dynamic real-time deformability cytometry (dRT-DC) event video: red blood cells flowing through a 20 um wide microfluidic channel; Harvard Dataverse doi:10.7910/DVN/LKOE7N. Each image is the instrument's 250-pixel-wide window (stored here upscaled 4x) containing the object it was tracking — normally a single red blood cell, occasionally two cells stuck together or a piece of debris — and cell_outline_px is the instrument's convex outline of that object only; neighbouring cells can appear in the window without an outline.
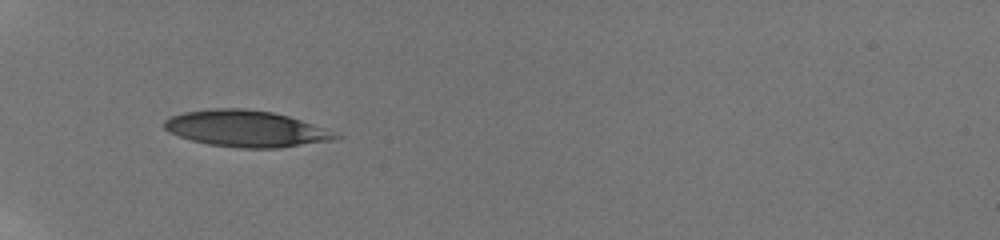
{"species": "human", "species_latin": "Homo sapiens", "temperature_condition": "room temperature", "stored_images_in_passage": 30, "camera_frame_rate_fps": 3000, "um_per_image_px": 0.085, "donor": {"sex": "male"}, "frame": {"image": 1, "passage_image": 1, "time_ms": 0.0, "image_size_px": [1000, 240], "cell_outline_px": [[340, 136], [336, 140], [280, 148], [240, 148], [208, 144], [192, 140], [168, 132], [164, 128], [164, 120], [172, 116], [184, 112], [212, 108], [244, 108], [272, 112], [288, 116], [300, 120]], "centroid_in_image_um": [20.85, 10.94], "position_along_channel_um": 64.1, "area_um2": 35.95}}
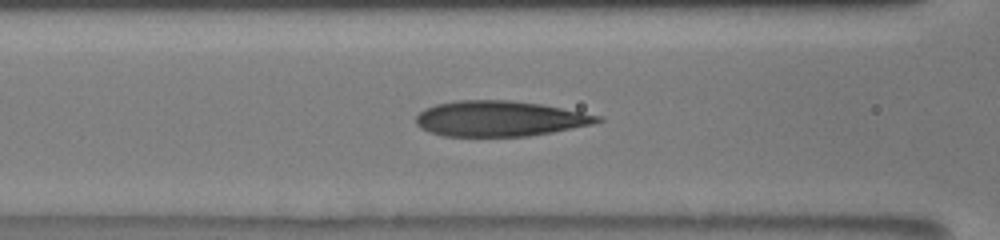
{"frame": {"image": 2, "passage_image": 17, "time_ms": 2.0, "image_size_px": [1000, 240], "cell_outline_px": [[604, 120], [592, 124], [552, 132], [528, 136], [444, 136], [432, 132], [416, 124], [416, 116], [424, 108], [436, 104], [456, 100], [508, 100], [540, 104], [604, 116]], "centroid_in_image_um": [42.49, 10.07], "position_along_channel_um": 124.1, "area_um2": 37.34}}
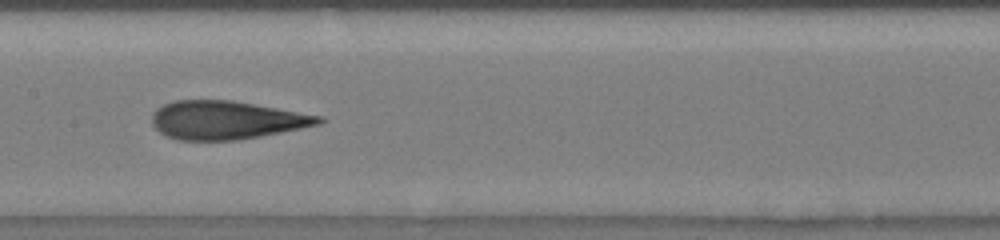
{"frame": {"image": 3, "passage_image": 29, "time_ms": 3.667, "image_size_px": [1000, 240], "cell_outline_px": [[328, 120], [320, 124], [260, 136], [236, 140], [176, 140], [164, 136], [152, 124], [152, 112], [156, 108], [172, 100], [232, 100], [320, 116]], "centroid_in_image_um": [19.18, 10.21], "position_along_channel_um": 188.2, "area_um2": 37.22}}